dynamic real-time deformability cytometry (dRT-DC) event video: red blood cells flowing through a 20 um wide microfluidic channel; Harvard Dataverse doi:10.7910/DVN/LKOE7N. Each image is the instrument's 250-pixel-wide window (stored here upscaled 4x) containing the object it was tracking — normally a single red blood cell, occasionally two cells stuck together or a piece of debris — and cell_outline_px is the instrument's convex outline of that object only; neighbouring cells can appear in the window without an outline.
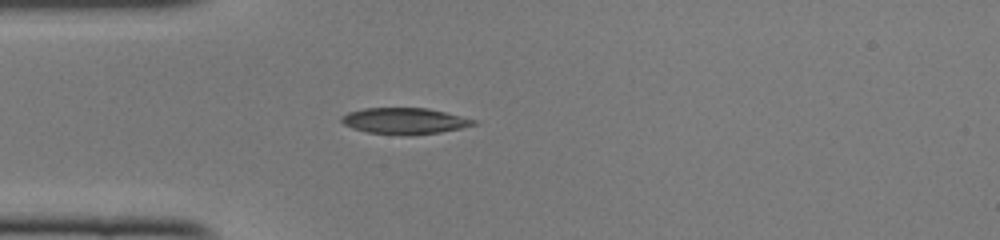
{"species": "common noctule bat (a hibernating species)", "species_latin": "Nyctalus noctula", "temperature_condition": "cold", "stored_images_in_passage": 36, "camera_frame_rate_fps": 3000, "um_per_image_px": 0.085, "animal": {"sex": "female", "body_mass_g": 22.0, "forearm_length_mm": 56.7}, "frame": {"image": 1, "passage_image": 1, "time_ms": 0.0, "image_size_px": [1000, 240], "cell_outline_px": [[480, 124], [440, 132], [408, 136], [368, 132], [352, 128], [344, 124], [340, 120], [340, 116], [348, 112], [364, 108], [428, 108], [476, 120]], "centroid_in_image_um": [34.38, 10.28], "position_along_channel_um": 50.6, "area_um2": 20.23}}
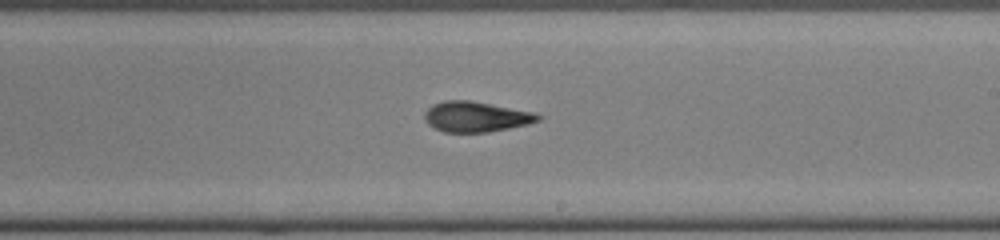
{"frame": {"image": 2, "passage_image": 16, "time_ms": 5.0, "image_size_px": [1000, 240], "cell_outline_px": [[544, 116], [540, 120], [528, 124], [488, 132], [444, 132], [428, 124], [424, 120], [424, 112], [432, 104], [444, 100], [468, 100], [532, 112]], "centroid_in_image_um": [40.42, 9.92], "position_along_channel_um": 248.6, "area_um2": 19.94}}
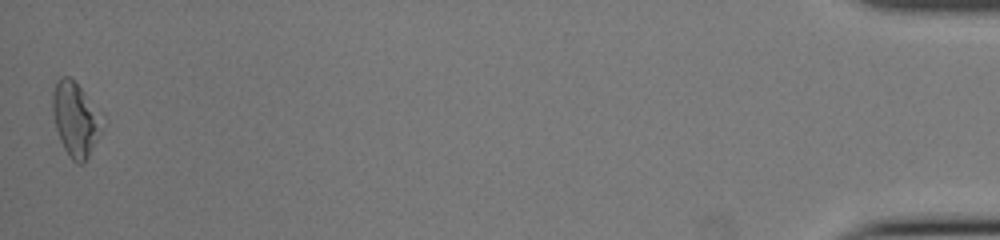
{"frame": {"image": 3, "passage_image": 36, "time_ms": 11.667, "image_size_px": [1000, 240], "cell_outline_px": [[100, 132], [84, 164], [76, 164], [72, 160], [64, 148], [60, 140], [56, 128], [52, 112], [52, 92], [56, 80], [60, 76], [72, 76], [80, 88], [84, 96]], "centroid_in_image_um": [6.25, 10.15], "position_along_channel_um": 429.0, "area_um2": 19.77}, "authors_computed_cell_mechanics": {"area_um2": 19.941, "velocity_mm_per_s": 4.1253, "shape_relaxation_time_tau1_ms": null, "shape_relaxation_time_tau2_ms": 3.472, "deformation_change_tau1": null, "deformation_change_tau2": 0.1238}}